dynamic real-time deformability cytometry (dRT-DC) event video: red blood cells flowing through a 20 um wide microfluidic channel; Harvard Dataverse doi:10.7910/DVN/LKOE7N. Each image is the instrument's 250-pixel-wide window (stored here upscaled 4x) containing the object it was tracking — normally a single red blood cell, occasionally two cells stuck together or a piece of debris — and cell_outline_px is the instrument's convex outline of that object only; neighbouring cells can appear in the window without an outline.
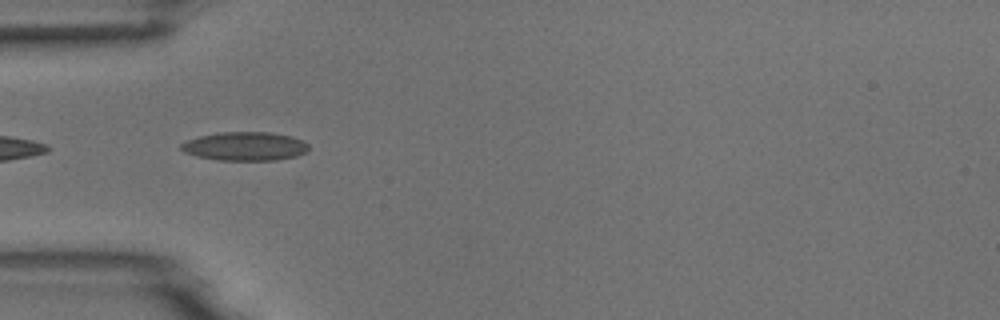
{"species": "common noctule bat (a hibernating species)", "species_latin": "Nyctalus noctula", "temperature_condition": "room temperature", "stored_images_in_passage": 4, "camera_frame_rate_fps": 3000, "um_per_image_px": 0.085, "animal": {"sex": "male", "body_mass_g": 18.8}, "frame": {"image": 1, "passage_image": 2, "time_ms": 0.333, "image_size_px": [1000, 320], "cell_outline_px": [[308, 152], [296, 156], [276, 160], [220, 160], [196, 156], [184, 152], [180, 148], [180, 144], [188, 140], [200, 136], [216, 132], [268, 132], [292, 136], [304, 140], [308, 144]], "centroid_in_image_um": [20.85, 12.43], "position_along_channel_um": 64.2, "area_um2": 21.44}}